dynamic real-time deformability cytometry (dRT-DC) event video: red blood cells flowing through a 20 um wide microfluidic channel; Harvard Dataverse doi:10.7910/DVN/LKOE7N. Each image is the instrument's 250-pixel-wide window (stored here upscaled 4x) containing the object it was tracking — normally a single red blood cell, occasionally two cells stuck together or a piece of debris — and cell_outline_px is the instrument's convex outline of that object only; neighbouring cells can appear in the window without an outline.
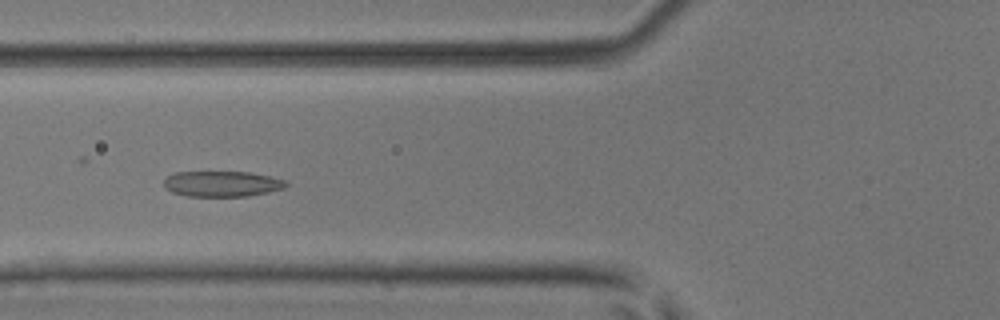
{"species": "common noctule bat (a hibernating species)", "species_latin": "Nyctalus noctula", "temperature_condition": "room temperature", "stored_images_in_passage": 50, "camera_frame_rate_fps": 3000, "um_per_image_px": 0.085, "animal": {"sex": "male", "body_mass_g": 17.9, "forearm_length_mm": 54.2}, "frame": {"image": 1, "passage_image": 20, "time_ms": 6.333, "image_size_px": [1000, 320], "cell_outline_px": [[288, 184], [284, 188], [268, 192], [248, 196], [188, 196], [172, 192], [164, 188], [164, 180], [168, 176], [176, 172], [248, 172], [288, 180]], "centroid_in_image_um": [18.88, 15.62], "position_along_channel_um": 106.9, "area_um2": 18.21}}
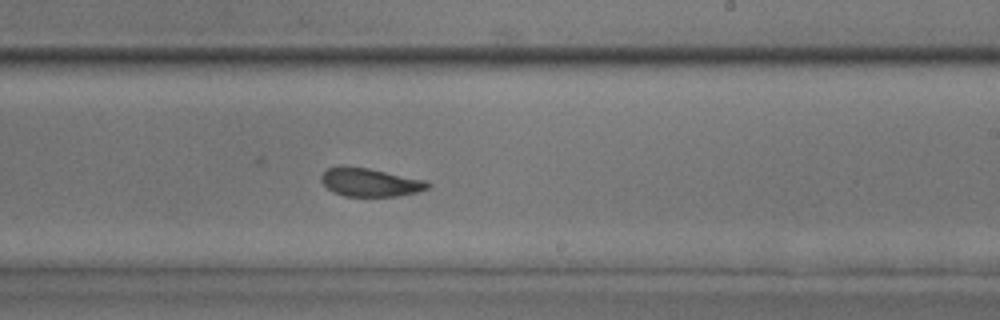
{"frame": {"image": 2, "passage_image": 31, "time_ms": 10.0, "image_size_px": [1000, 320], "cell_outline_px": [[432, 184], [428, 188], [416, 192], [396, 196], [344, 196], [332, 192], [320, 180], [320, 176], [328, 168], [368, 168], [428, 180]], "centroid_in_image_um": [31.51, 15.52], "position_along_channel_um": 257.5, "area_um2": 17.28}}
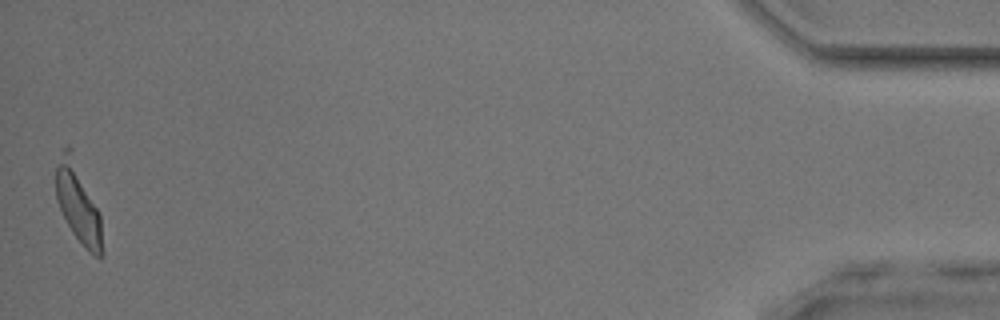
{"frame": {"image": 3, "passage_image": 50, "time_ms": 16.333, "image_size_px": [1000, 320], "cell_outline_px": [[100, 256], [96, 256], [88, 252], [84, 248], [72, 232], [56, 200], [56, 168], [64, 148], [68, 144], [72, 148], [100, 212]], "centroid_in_image_um": [6.61, 17.18], "position_along_channel_um": 428.6, "area_um2": 21.1}, "authors_computed_cell_mechanics": {"area_um2": 20.23, "velocity_mm_per_s": 4.1292, "shape_relaxation_time_tau1_ms": 4.0932, "shape_relaxation_time_tau2_ms": 1.9657, "deformation_change_tau1": 0.1155, "deformation_change_tau2": 0.092}}